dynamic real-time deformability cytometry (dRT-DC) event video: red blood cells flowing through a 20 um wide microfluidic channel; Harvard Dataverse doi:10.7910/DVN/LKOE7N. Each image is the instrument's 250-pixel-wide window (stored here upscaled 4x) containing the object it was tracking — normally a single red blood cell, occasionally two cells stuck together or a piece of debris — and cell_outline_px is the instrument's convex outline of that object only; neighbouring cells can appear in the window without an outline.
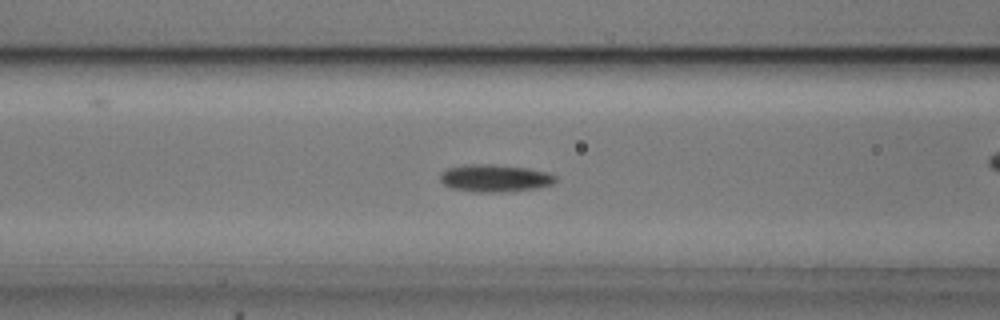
{"species": "common noctule bat (a hibernating species)", "species_latin": "Nyctalus noctula", "temperature_condition": "cold", "stored_images_in_passage": 48, "camera_frame_rate_fps": 3000, "um_per_image_px": 0.085, "animal": {"sex": "male", "body_mass_g": 20.5, "forearm_length_mm": 52.5}, "frame": {"image": 1, "passage_image": 14, "time_ms": 4.333, "image_size_px": [1000, 320], "cell_outline_px": [[556, 180], [552, 184], [536, 188], [504, 192], [476, 192], [452, 188], [444, 184], [440, 180], [440, 172], [448, 168], [472, 164], [492, 164], [528, 168], [548, 172], [556, 176]], "centroid_in_image_um": [42.06, 15.14], "position_along_channel_um": 124.5, "area_um2": 18.38}}
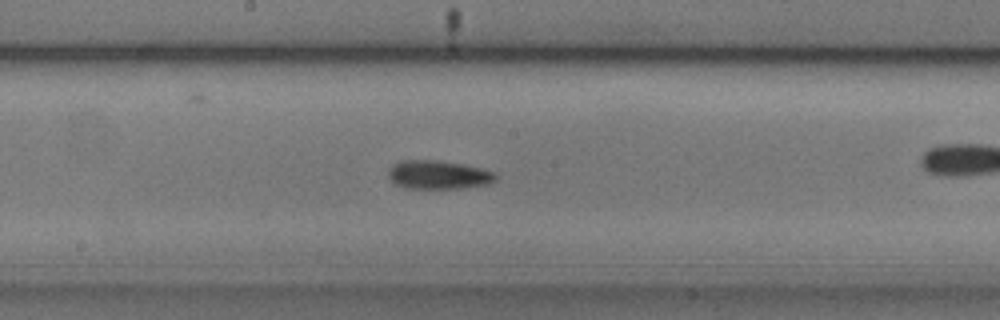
{"frame": {"image": 2, "passage_image": 21, "time_ms": 6.667, "image_size_px": [1000, 320], "cell_outline_px": [[500, 176], [496, 180], [488, 184], [464, 188], [404, 188], [392, 184], [388, 176], [388, 172], [392, 164], [400, 160], [436, 160], [464, 164], [496, 172]], "centroid_in_image_um": [37.26, 14.86], "position_along_channel_um": 210.9, "area_um2": 18.26}}
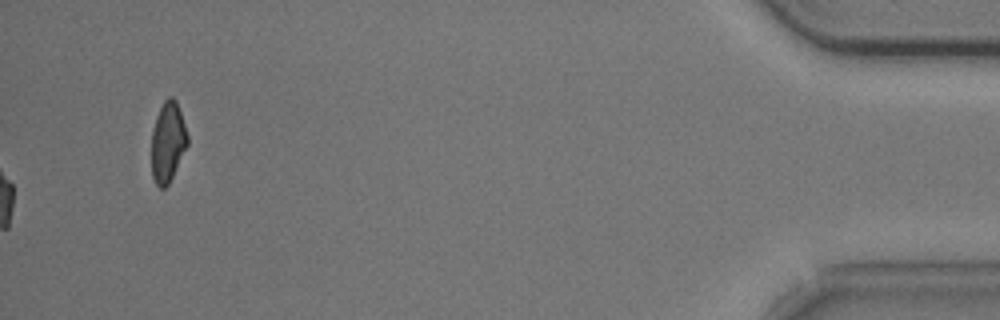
{"frame": {"image": 3, "passage_image": 48, "time_ms": 15.667, "image_size_px": [1000, 320], "cell_outline_px": [[188, 144], [168, 184], [164, 188], [160, 188], [156, 184], [152, 176], [152, 128], [156, 116], [164, 100], [168, 96], [172, 96], [176, 100], [188, 136]], "centroid_in_image_um": [14.25, 12.05], "position_along_channel_um": 420.9, "area_um2": 16.65}, "authors_computed_cell_mechanics": {"area_um2": 16.9643, "velocity_mm_per_s": 3.6897, "shape_relaxation_time_tau1_ms": 4.2721, "shape_relaxation_time_tau2_ms": null, "deformation_change_tau1": 0.1153, "deformation_change_tau2": null}}